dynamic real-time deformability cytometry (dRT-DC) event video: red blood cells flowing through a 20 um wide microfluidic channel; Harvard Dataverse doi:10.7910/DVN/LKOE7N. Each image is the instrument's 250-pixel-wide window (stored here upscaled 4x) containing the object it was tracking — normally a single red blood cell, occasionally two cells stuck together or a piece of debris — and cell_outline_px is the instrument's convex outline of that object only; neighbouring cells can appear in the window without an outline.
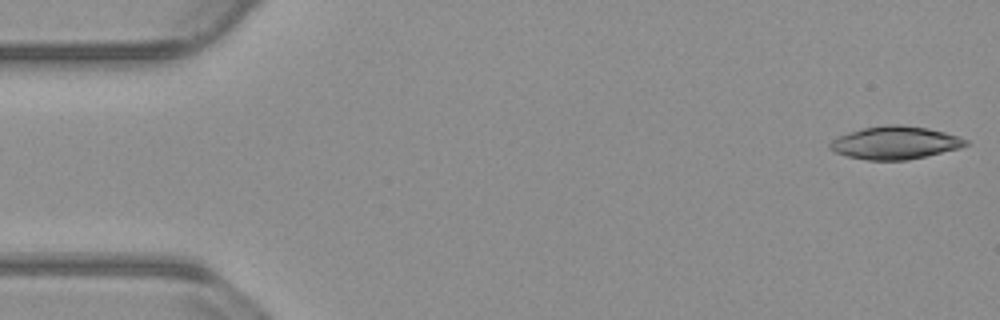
{"species": "common noctule bat (a hibernating species)", "species_latin": "Nyctalus noctula", "temperature_condition": "warm", "stored_images_in_passage": 53, "camera_frame_rate_fps": 3000, "um_per_image_px": 0.085, "animal": {"sex": "male", "body_mass_g": 23.1, "forearm_length_mm": 52.7}, "frame": {"image": 1, "passage_image": 1, "time_ms": 0.0, "image_size_px": [1000, 320], "cell_outline_px": [[968, 144], [960, 148], [908, 160], [868, 160], [848, 156], [836, 152], [828, 148], [828, 144], [832, 140], [848, 132], [864, 128], [888, 124], [900, 124], [928, 128], [960, 136], [968, 140]], "centroid_in_image_um": [76.1, 12.13], "position_along_channel_um": 8.9, "area_um2": 25.95}}
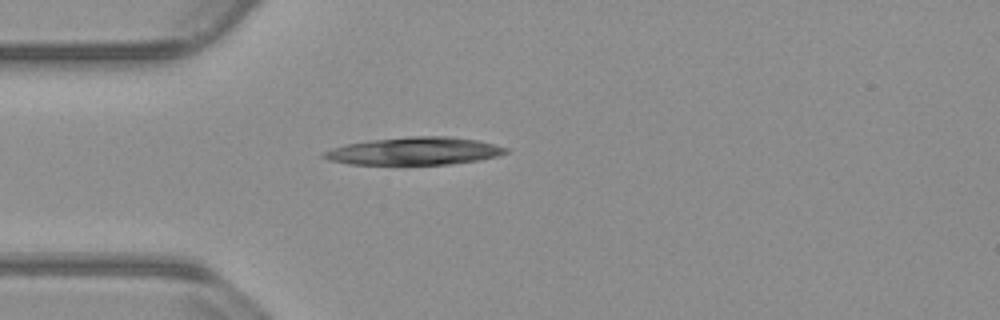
{"frame": {"image": 2, "passage_image": 14, "time_ms": 4.333, "image_size_px": [1000, 320], "cell_outline_px": [[508, 152], [500, 156], [480, 160], [452, 164], [348, 164], [328, 160], [320, 156], [320, 152], [344, 144], [368, 140], [412, 136], [448, 136], [476, 140], [496, 144], [508, 148]], "centroid_in_image_um": [35.21, 12.84], "position_along_channel_um": 49.8, "area_um2": 29.65}}